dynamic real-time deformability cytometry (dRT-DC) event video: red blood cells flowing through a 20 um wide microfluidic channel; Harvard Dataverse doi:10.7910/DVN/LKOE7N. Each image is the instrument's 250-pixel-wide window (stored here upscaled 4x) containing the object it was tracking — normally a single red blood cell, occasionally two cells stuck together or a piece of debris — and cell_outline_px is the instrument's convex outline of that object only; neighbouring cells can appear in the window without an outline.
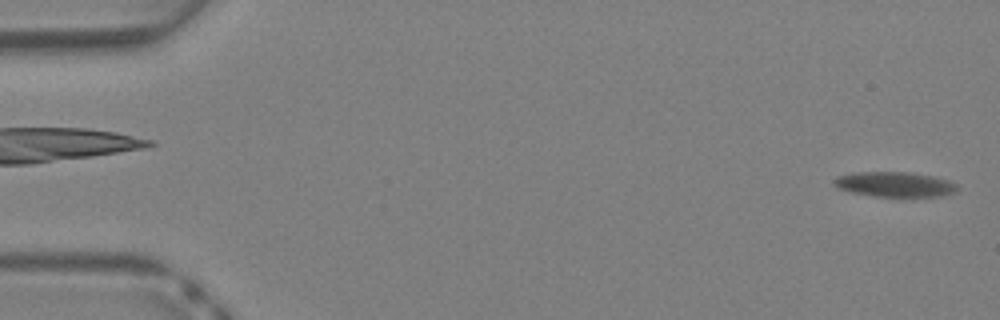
{"species": "Egyptian fruit bat (a non-hibernating species)", "species_latin": "Rousettus aegyptiacus", "temperature_condition": "warm", "stored_images_in_passage": 47, "camera_frame_rate_fps": 3000, "um_per_image_px": 0.085, "animal": {"sex": "female"}, "frame": {"image": 1, "passage_image": 1, "time_ms": 0.0, "image_size_px": [1000, 320], "cell_outline_px": [[956, 188], [952, 192], [940, 196], [876, 196], [852, 192], [836, 188], [832, 184], [832, 180], [836, 176], [856, 172], [908, 172], [932, 176], [948, 180], [956, 184]], "centroid_in_image_um": [75.96, 15.66], "position_along_channel_um": 9.0, "area_um2": 17.74}}
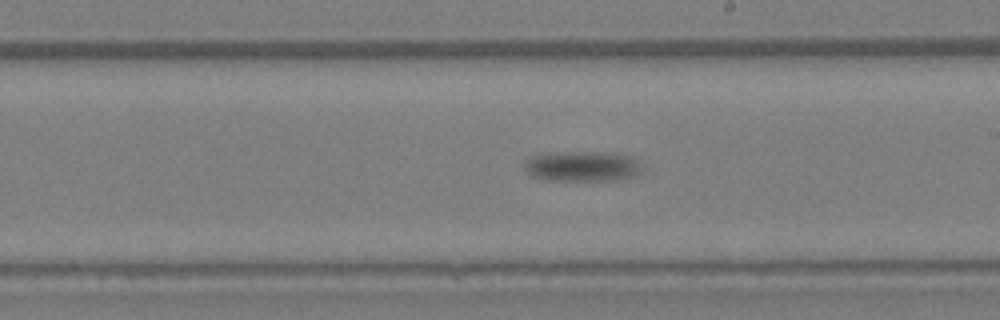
{"frame": {"image": 2, "passage_image": 27, "time_ms": 8.667, "image_size_px": [1000, 320], "cell_outline_px": [[640, 172], [636, 176], [620, 180], [548, 180], [532, 176], [524, 168], [524, 164], [532, 156], [568, 152], [596, 152], [632, 156], [636, 160], [640, 168]], "centroid_in_image_um": [49.52, 14.15], "position_along_channel_um": 239.5, "area_um2": 20.35}}
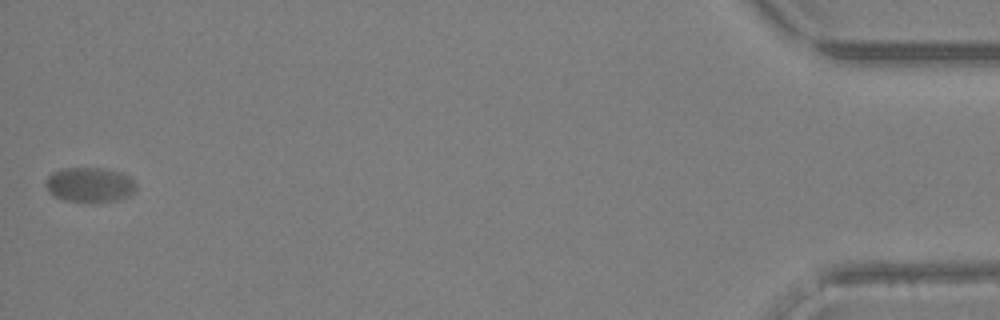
{"frame": {"image": 3, "passage_image": 47, "time_ms": 15.333, "image_size_px": [1000, 320], "cell_outline_px": [[136, 192], [120, 200], [64, 200], [48, 192], [44, 184], [48, 176], [52, 172], [60, 168], [104, 168], [120, 172], [132, 176], [136, 184]], "centroid_in_image_um": [7.65, 15.66], "position_along_channel_um": 427.6, "area_um2": 18.26}, "authors_computed_cell_mechanics": {"area_um2": 18.8428, "velocity_mm_per_s": 4.4325, "shape_relaxation_time_tau1_ms": 1.2855, "shape_relaxation_time_tau2_ms": null, "deformation_change_tau1": 0.0626, "deformation_change_tau2": null}}